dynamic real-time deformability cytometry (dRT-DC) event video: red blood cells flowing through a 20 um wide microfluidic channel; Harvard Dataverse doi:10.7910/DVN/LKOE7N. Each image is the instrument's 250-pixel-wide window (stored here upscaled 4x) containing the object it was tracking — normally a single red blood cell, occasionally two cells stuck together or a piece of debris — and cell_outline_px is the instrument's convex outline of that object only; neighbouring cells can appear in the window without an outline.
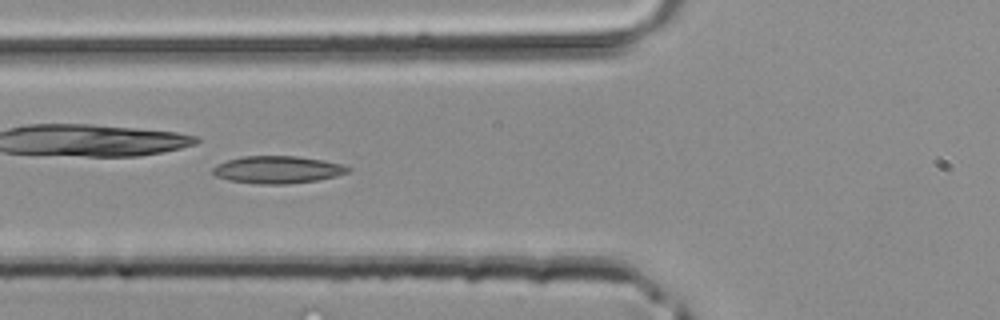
{"species": "common noctule bat (a hibernating species)", "species_latin": "Nyctalus noctula", "temperature_condition": "room temperature", "stored_images_in_passage": 35, "segment_of_instrument_passage": [1, 2], "camera_frame_rate_fps": 3000, "um_per_image_px": 0.085, "animal": {"sex": "male", "body_mass_g": 20.4}, "frame": {"image": 1, "passage_image": 7, "time_ms": 2.0, "image_size_px": [1000, 320], "cell_outline_px": [[352, 168], [348, 172], [336, 176], [316, 180], [288, 184], [256, 184], [228, 180], [216, 176], [212, 172], [212, 168], [216, 164], [228, 160], [244, 156], [296, 156], [324, 160], [340, 164]], "centroid_in_image_um": [23.57, 14.42], "position_along_channel_um": 102.2, "area_um2": 21.56}}
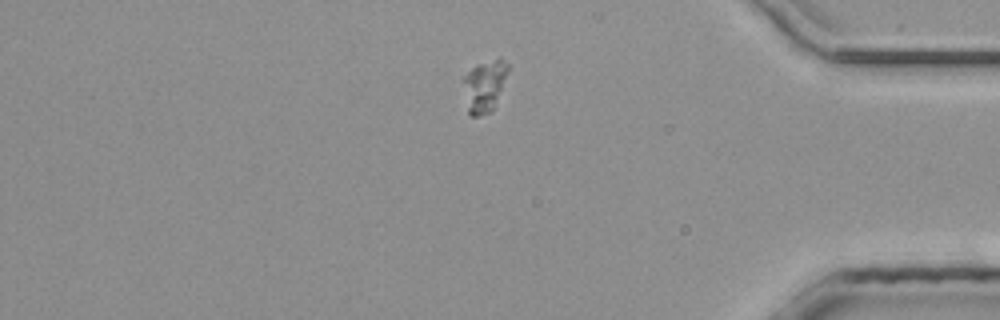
{"frame": {"image": 2, "passage_image": 27, "time_ms": 8.667, "image_size_px": [1000, 320], "cell_outline_px": [[508, 72], [492, 112], [476, 116], [468, 116], [460, 80], [476, 64], [500, 56], [508, 64]], "centroid_in_image_um": [41.13, 7.29], "position_along_channel_um": 394.1, "area_um2": 13.99}}
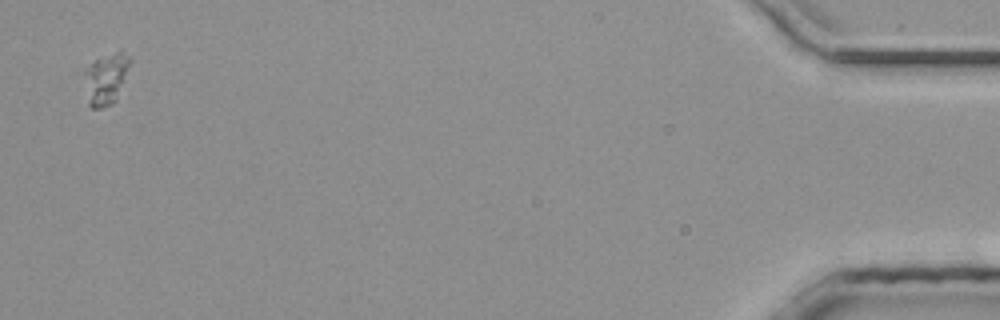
{"frame": {"image": 3, "passage_image": 33, "time_ms": 10.667, "image_size_px": [1000, 320], "cell_outline_px": [[132, 60], [116, 100], [112, 104], [100, 108], [92, 108], [88, 104], [84, 72], [84, 68], [96, 60], [116, 52], [120, 52], [132, 56]], "centroid_in_image_um": [9.02, 6.7], "position_along_channel_um": 426.2, "area_um2": 13.41}}